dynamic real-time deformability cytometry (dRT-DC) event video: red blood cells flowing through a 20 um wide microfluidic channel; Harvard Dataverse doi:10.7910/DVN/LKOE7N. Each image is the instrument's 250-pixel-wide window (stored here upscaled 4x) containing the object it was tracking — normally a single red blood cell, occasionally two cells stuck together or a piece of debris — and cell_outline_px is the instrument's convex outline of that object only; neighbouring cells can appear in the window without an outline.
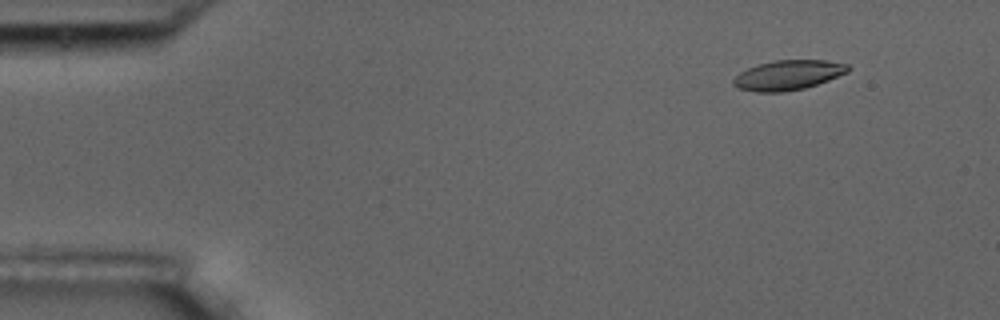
{"species": "common noctule bat (a hibernating species)", "species_latin": "Nyctalus noctula", "temperature_condition": "room temperature", "stored_images_in_passage": 4, "camera_frame_rate_fps": 3000, "um_per_image_px": 0.085, "animal": {"sex": "male", "body_mass_g": 17.5, "forearm_length_mm": 52.3}, "frame": {"image": 1, "passage_image": 1, "time_ms": 0.0, "image_size_px": [1000, 320], "cell_outline_px": [[852, 68], [848, 72], [828, 80], [804, 88], [784, 92], [756, 92], [740, 88], [732, 84], [732, 80], [740, 72], [748, 68], [760, 64], [776, 60], [824, 60], [848, 64]], "centroid_in_image_um": [67.01, 6.38], "position_along_channel_um": 18.0, "area_um2": 19.77}}
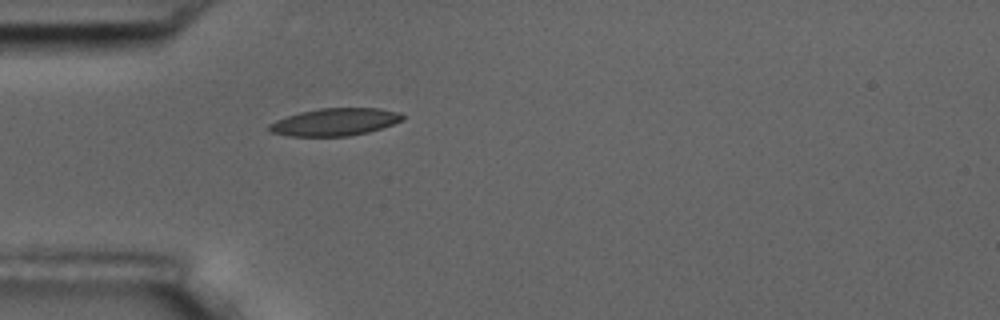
{"frame": {"image": 2, "passage_image": 4, "time_ms": 3.667, "image_size_px": [1000, 320], "cell_outline_px": [[404, 120], [368, 132], [348, 136], [288, 136], [268, 132], [268, 124], [276, 120], [300, 112], [320, 108], [380, 108], [396, 112], [404, 116]], "centroid_in_image_um": [28.42, 10.37], "position_along_channel_um": 56.6, "area_um2": 21.27}}